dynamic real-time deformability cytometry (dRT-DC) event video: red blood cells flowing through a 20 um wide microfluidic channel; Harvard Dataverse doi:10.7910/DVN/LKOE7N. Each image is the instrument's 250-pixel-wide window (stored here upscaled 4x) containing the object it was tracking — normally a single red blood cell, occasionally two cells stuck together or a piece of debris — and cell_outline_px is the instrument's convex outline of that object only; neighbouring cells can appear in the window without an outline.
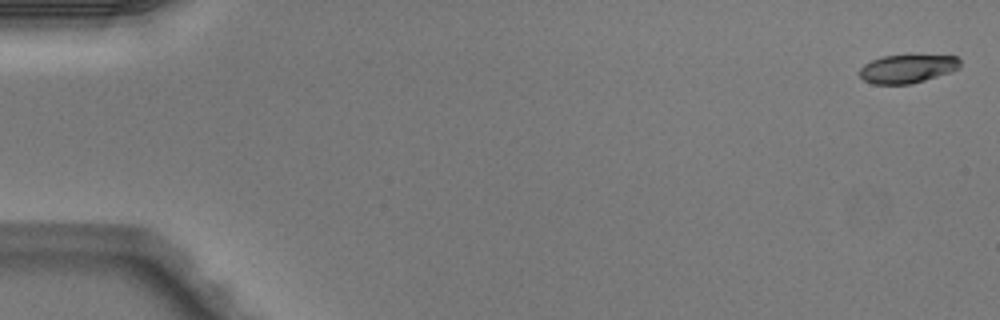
{"species": "Egyptian fruit bat (a non-hibernating species)", "species_latin": "Rousettus aegyptiacus", "temperature_condition": "warm", "stored_images_in_passage": 5, "camera_frame_rate_fps": 3000, "um_per_image_px": 0.085, "animal": {"sex": "male"}, "frame": {"image": 1, "passage_image": 1, "time_ms": 0.0, "image_size_px": [1000, 320], "cell_outline_px": [[960, 68], [912, 84], [872, 84], [864, 80], [860, 76], [860, 68], [864, 64], [880, 56], [912, 52], [956, 56], [960, 60]], "centroid_in_image_um": [77.13, 5.78], "position_along_channel_um": 7.9, "area_um2": 17.46}}
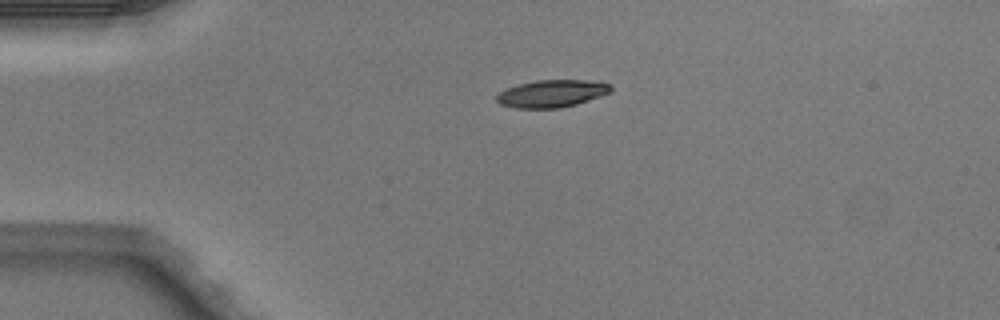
{"frame": {"image": 2, "passage_image": 4, "time_ms": 1.0, "image_size_px": [1000, 320], "cell_outline_px": [[612, 92], [576, 104], [560, 108], [516, 108], [500, 104], [496, 100], [496, 96], [504, 88], [516, 84], [536, 80], [588, 80], [612, 84]], "centroid_in_image_um": [46.89, 7.94], "position_along_channel_um": 38.1, "area_um2": 18.38}}